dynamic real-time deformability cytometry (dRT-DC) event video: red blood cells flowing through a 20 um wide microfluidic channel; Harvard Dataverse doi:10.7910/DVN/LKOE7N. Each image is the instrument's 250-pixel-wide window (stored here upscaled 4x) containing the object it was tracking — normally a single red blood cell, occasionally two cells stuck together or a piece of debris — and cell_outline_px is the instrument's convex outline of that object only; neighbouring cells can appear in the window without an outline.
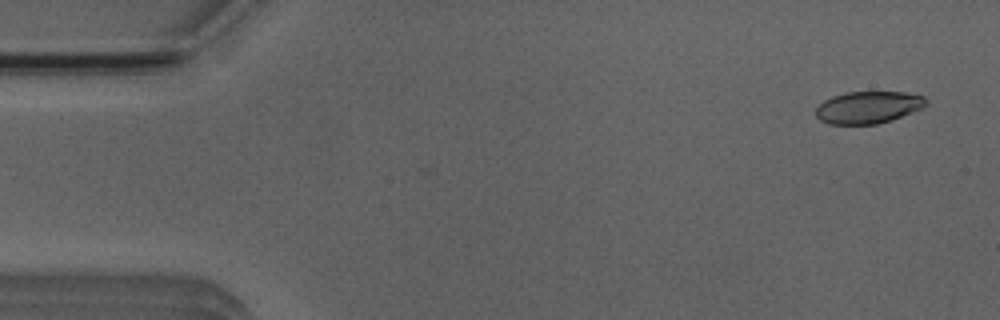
{"species": "Egyptian fruit bat (a non-hibernating species)", "species_latin": "Rousettus aegyptiacus", "temperature_condition": "room temperature", "stored_images_in_passage": 4, "camera_frame_rate_fps": 3000, "um_per_image_px": 0.085, "animal": {"sex": "male"}, "frame": {"image": 1, "passage_image": 1, "time_ms": 0.0, "image_size_px": [1000, 320], "cell_outline_px": [[928, 104], [912, 112], [892, 120], [876, 124], [828, 124], [820, 120], [816, 116], [816, 108], [824, 100], [832, 96], [844, 92], [904, 92], [924, 96], [928, 100]], "centroid_in_image_um": [73.79, 9.12], "position_along_channel_um": 11.2, "area_um2": 20.69}}